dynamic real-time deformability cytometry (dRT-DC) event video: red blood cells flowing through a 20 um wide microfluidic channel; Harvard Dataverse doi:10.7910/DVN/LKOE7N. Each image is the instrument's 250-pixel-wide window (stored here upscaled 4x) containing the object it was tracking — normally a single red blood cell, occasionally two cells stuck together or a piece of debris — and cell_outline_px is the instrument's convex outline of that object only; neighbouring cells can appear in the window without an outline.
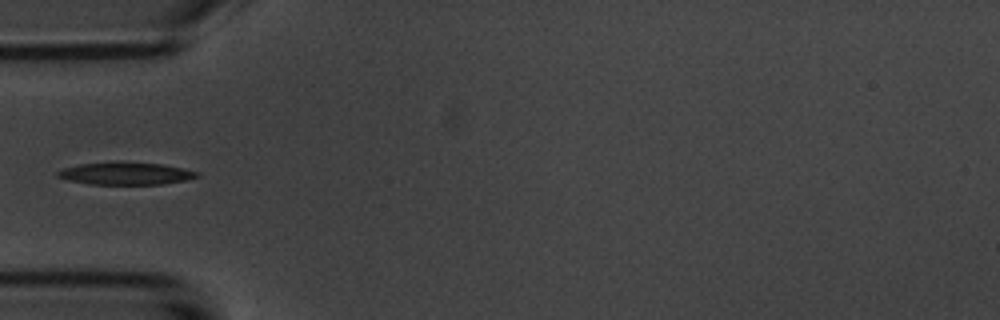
{"species": "common noctule bat (a hibernating species)", "species_latin": "Nyctalus noctula", "temperature_condition": "room temperature", "stored_images_in_passage": 5, "camera_frame_rate_fps": 3000, "um_per_image_px": 0.085, "animal": {"sex": "male", "body_mass_g": 20.1, "forearm_length_mm": 53.5}, "frame": {"image": 1, "passage_image": 4, "time_ms": 4.333, "image_size_px": [1000, 320], "cell_outline_px": [[200, 176], [184, 180], [160, 184], [88, 184], [68, 180], [56, 176], [56, 172], [64, 168], [80, 164], [116, 160], [160, 164], [184, 168], [196, 172]], "centroid_in_image_um": [10.63, 14.72], "position_along_channel_um": 74.4, "area_um2": 18.38}}